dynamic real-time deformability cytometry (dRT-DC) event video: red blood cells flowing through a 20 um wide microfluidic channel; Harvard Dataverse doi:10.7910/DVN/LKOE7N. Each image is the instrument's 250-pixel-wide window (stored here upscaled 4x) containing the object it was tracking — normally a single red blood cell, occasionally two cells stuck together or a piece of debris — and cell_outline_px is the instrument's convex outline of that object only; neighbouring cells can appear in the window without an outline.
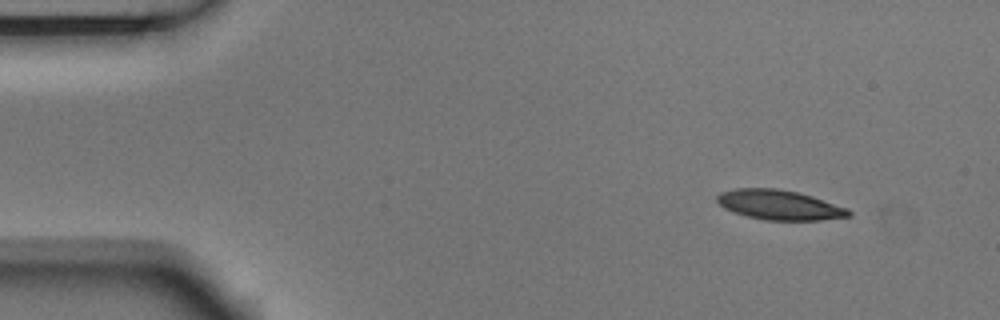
{"species": "Egyptian fruit bat (a non-hibernating species)", "species_latin": "Rousettus aegyptiacus", "temperature_condition": "room temperature", "stored_images_in_passage": 49, "camera_frame_rate_fps": 3000, "um_per_image_px": 0.085, "animal": {"sex": "male"}, "frame": {"image": 1, "passage_image": 1, "time_ms": 0.0, "image_size_px": [1000, 320], "cell_outline_px": [[852, 216], [820, 220], [764, 220], [748, 216], [724, 208], [716, 200], [716, 196], [720, 192], [736, 188], [776, 188], [796, 192], [812, 196], [848, 208], [852, 212]], "centroid_in_image_um": [66.27, 17.41], "position_along_channel_um": 18.7, "area_um2": 22.77}}
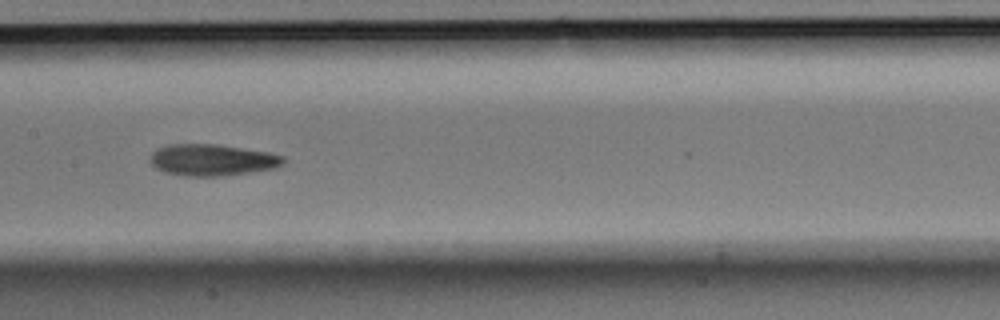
{"frame": {"image": 2, "passage_image": 22, "time_ms": 7.0, "image_size_px": [1000, 320], "cell_outline_px": [[284, 164], [276, 168], [220, 176], [184, 176], [164, 172], [156, 168], [148, 160], [152, 152], [156, 148], [168, 144], [216, 144], [268, 152], [284, 156]], "centroid_in_image_um": [18.0, 13.59], "position_along_channel_um": 189.4, "area_um2": 24.57}}
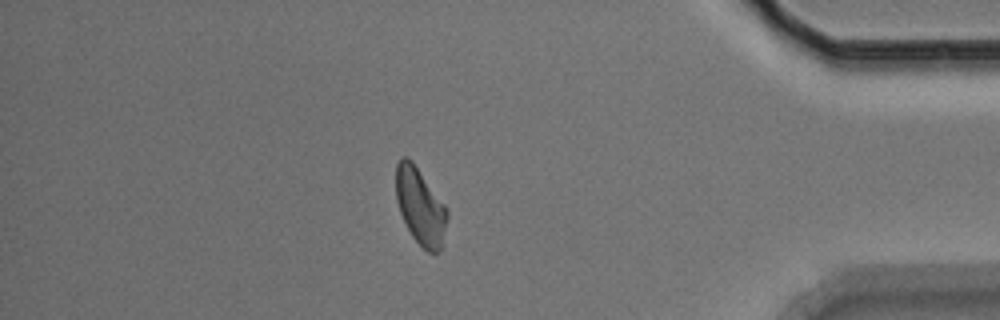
{"frame": {"image": 3, "passage_image": 42, "time_ms": 13.667, "image_size_px": [1000, 320], "cell_outline_px": [[448, 216], [440, 248], [436, 252], [428, 252], [412, 236], [400, 212], [396, 200], [396, 164], [404, 156], [412, 160], [448, 208]], "centroid_in_image_um": [35.72, 17.5], "position_along_channel_um": 399.5, "area_um2": 22.54}, "authors_computed_cell_mechanics": {"area_um2": 23.3512, "velocity_mm_per_s": 3.7011, "shape_relaxation_time_tau1_ms": 5.2904, "shape_relaxation_time_tau2_ms": 5.8392, "deformation_change_tau1": 0.1487, "deformation_change_tau2": 0.1343}}